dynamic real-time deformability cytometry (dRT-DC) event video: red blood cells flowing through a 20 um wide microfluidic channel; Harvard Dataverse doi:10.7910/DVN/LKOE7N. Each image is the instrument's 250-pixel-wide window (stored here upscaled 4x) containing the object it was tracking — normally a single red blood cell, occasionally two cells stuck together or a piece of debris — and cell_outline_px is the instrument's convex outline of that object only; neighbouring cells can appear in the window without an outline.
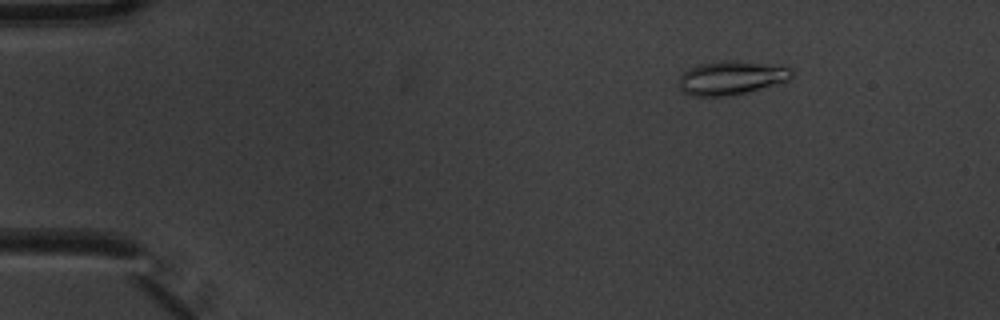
{"species": "common noctule bat (a hibernating species)", "species_latin": "Nyctalus noctula", "temperature_condition": "warm", "stored_images_in_passage": 5, "camera_frame_rate_fps": 3000, "um_per_image_px": 0.085, "animal": {"sex": "male", "body_mass_g": 20.1, "forearm_length_mm": 53.5}, "frame": {"image": 1, "passage_image": 1, "time_ms": 0.0, "image_size_px": [1000, 320], "cell_outline_px": [[796, 72], [788, 80], [732, 96], [692, 96], [684, 92], [680, 88], [680, 76], [688, 68], [700, 64], [728, 60], [732, 60], [784, 64], [792, 68]], "centroid_in_image_um": [62.23, 6.59], "position_along_channel_um": 22.8, "area_um2": 22.48}}
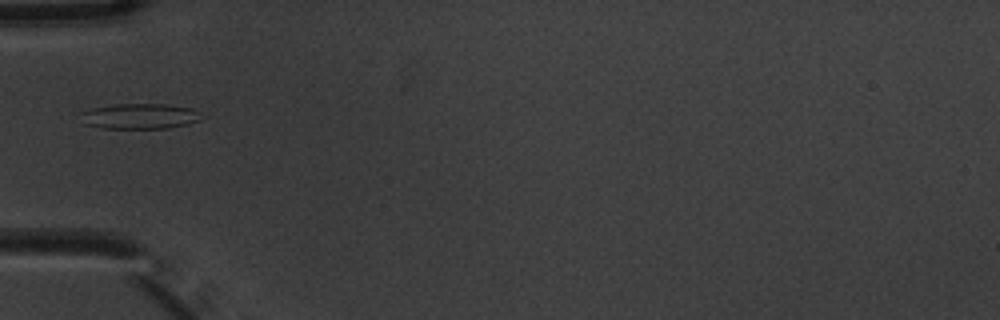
{"frame": {"image": 2, "passage_image": 4, "time_ms": 1.0, "image_size_px": [1000, 320], "cell_outline_px": [[200, 120], [188, 124], [168, 128], [100, 128], [84, 124], [80, 112], [92, 108], [116, 104], [168, 104], [192, 108], [200, 112]], "centroid_in_image_um": [11.88, 9.87], "position_along_channel_um": 73.1, "area_um2": 17.92}}